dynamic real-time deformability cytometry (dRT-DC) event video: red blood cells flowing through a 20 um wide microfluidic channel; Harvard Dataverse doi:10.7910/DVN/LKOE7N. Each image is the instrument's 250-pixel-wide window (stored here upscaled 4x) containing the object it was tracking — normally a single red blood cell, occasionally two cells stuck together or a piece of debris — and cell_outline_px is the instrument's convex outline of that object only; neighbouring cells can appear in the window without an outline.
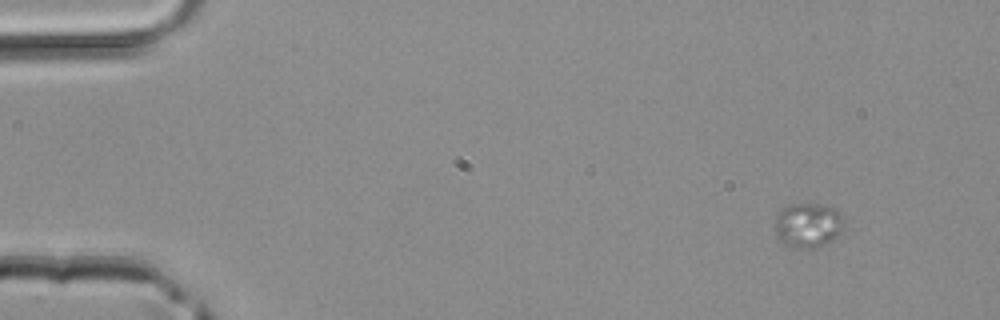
{"species": "common noctule bat (a hibernating species)", "species_latin": "Nyctalus noctula", "temperature_condition": "room temperature", "stored_images_in_passage": 3, "camera_frame_rate_fps": 3000, "um_per_image_px": 0.085, "animal": {"sex": "male", "body_mass_g": 20.4}, "frame": {"image": 1, "passage_image": 1, "time_ms": 0.0, "image_size_px": [1000, 320], "cell_outline_px": [[840, 232], [828, 244], [808, 248], [792, 248], [784, 244], [776, 236], [776, 212], [788, 204], [824, 204], [836, 208], [840, 216]], "centroid_in_image_um": [68.62, 19.13], "position_along_channel_um": 16.4, "area_um2": 17.86}}